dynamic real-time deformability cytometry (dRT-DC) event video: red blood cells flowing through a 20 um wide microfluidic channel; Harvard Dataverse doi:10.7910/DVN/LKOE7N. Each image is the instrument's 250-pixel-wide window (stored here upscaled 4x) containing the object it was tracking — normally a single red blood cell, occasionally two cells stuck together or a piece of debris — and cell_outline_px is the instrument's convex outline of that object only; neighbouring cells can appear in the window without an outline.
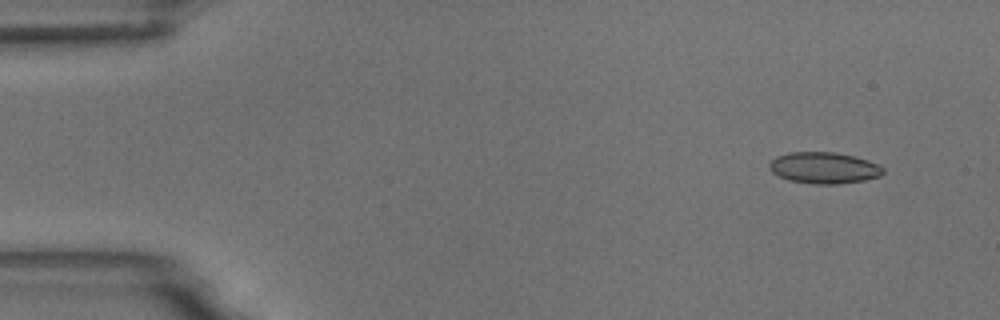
{"species": "common noctule bat (a hibernating species)", "species_latin": "Nyctalus noctula", "temperature_condition": "room temperature", "stored_images_in_passage": 4, "camera_frame_rate_fps": 3000, "um_per_image_px": 0.085, "animal": {"sex": "male", "body_mass_g": 18.8}, "frame": {"image": 1, "passage_image": 1, "time_ms": 0.0, "image_size_px": [1000, 320], "cell_outline_px": [[884, 172], [880, 176], [864, 180], [836, 184], [816, 184], [788, 180], [772, 172], [768, 168], [768, 164], [776, 156], [788, 152], [836, 152], [868, 160], [884, 168]], "centroid_in_image_um": [70.01, 14.26], "position_along_channel_um": 15.0, "area_um2": 20.75}}
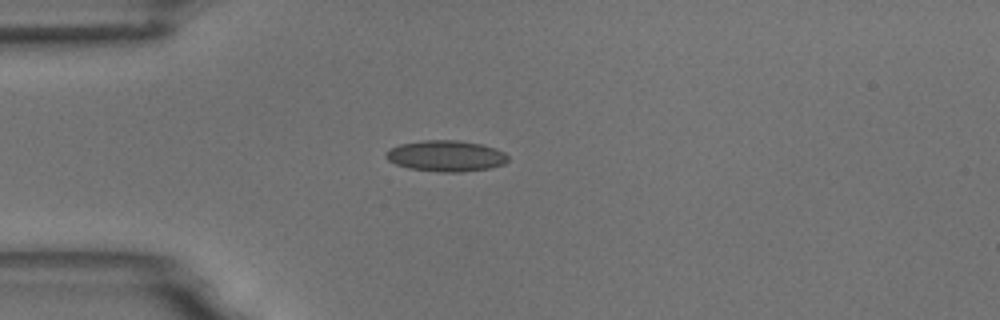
{"frame": {"image": 2, "passage_image": 4, "time_ms": 3.333, "image_size_px": [1000, 320], "cell_outline_px": [[508, 160], [504, 164], [488, 168], [460, 172], [440, 172], [408, 168], [396, 164], [388, 160], [384, 156], [384, 152], [400, 144], [424, 140], [460, 140], [480, 144], [504, 152], [508, 156]], "centroid_in_image_um": [37.88, 13.25], "position_along_channel_um": 47.1, "area_um2": 21.96}}